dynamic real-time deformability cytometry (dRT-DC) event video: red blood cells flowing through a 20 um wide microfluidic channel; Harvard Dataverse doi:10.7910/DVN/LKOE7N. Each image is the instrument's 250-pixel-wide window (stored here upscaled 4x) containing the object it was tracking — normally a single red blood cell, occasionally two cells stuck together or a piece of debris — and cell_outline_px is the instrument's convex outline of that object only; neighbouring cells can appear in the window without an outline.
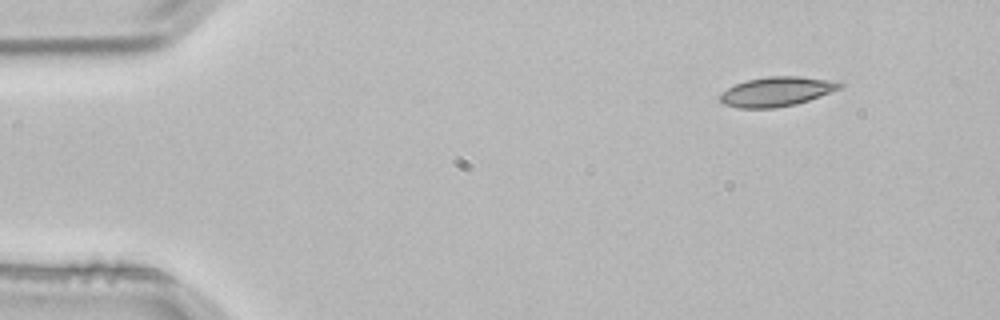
{"species": "common noctule bat (a hibernating species)", "species_latin": "Nyctalus noctula", "temperature_condition": "room temperature", "stored_images_in_passage": 3, "camera_frame_rate_fps": 3000, "um_per_image_px": 0.085, "animal": {"sex": "male", "body_mass_g": 21.5, "forearm_length_mm": 52.0}, "frame": {"image": 1, "passage_image": 1, "time_ms": 0.0, "image_size_px": [1000, 320], "cell_outline_px": [[844, 84], [840, 88], [820, 96], [796, 104], [776, 108], [736, 108], [724, 104], [720, 100], [720, 92], [736, 84], [748, 80], [768, 76], [796, 76], [844, 80]], "centroid_in_image_um": [66.07, 7.77], "position_along_channel_um": 18.9, "area_um2": 20.81}}
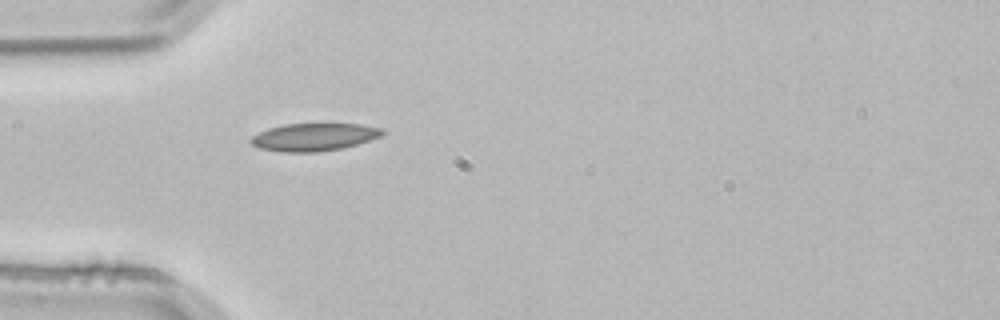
{"frame": {"image": 2, "passage_image": 3, "time_ms": 0.667, "image_size_px": [1000, 320], "cell_outline_px": [[384, 132], [380, 136], [344, 148], [316, 152], [280, 152], [260, 148], [252, 144], [248, 140], [252, 136], [268, 128], [284, 124], [360, 124], [384, 128]], "centroid_in_image_um": [26.67, 11.65], "position_along_channel_um": 58.3, "area_um2": 21.15}}